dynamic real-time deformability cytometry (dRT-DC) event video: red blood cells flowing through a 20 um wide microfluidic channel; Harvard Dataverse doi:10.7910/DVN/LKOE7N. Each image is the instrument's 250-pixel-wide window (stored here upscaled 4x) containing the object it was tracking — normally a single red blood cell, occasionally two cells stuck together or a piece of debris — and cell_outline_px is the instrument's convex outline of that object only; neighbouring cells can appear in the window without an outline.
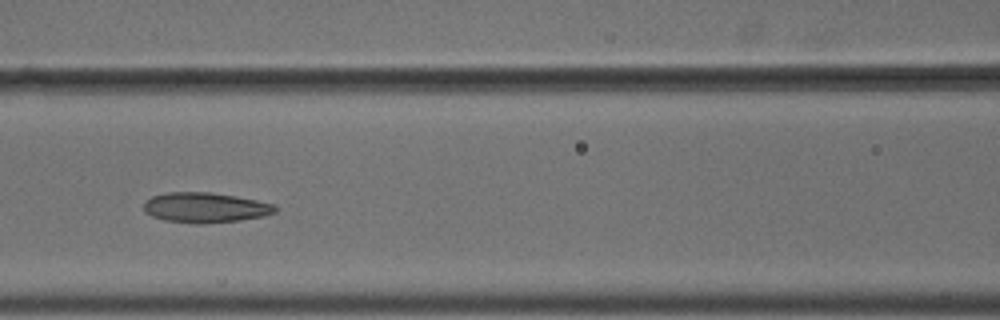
{"species": "common noctule bat (a hibernating species)", "species_latin": "Nyctalus noctula", "temperature_condition": "cold", "stored_images_in_passage": 6, "camera_frame_rate_fps": 3000, "um_per_image_px": 0.085, "animal": {"sex": "male", "body_mass_g": 18.8}, "frame": {"image": 1, "passage_image": 6, "time_ms": 1.667, "image_size_px": [1000, 320], "cell_outline_px": [[276, 212], [264, 216], [240, 220], [200, 224], [196, 224], [164, 220], [152, 216], [144, 212], [144, 200], [152, 196], [164, 192], [208, 192], [236, 196], [276, 204]], "centroid_in_image_um": [17.42, 17.64], "position_along_channel_um": 149.2, "area_um2": 23.24}}